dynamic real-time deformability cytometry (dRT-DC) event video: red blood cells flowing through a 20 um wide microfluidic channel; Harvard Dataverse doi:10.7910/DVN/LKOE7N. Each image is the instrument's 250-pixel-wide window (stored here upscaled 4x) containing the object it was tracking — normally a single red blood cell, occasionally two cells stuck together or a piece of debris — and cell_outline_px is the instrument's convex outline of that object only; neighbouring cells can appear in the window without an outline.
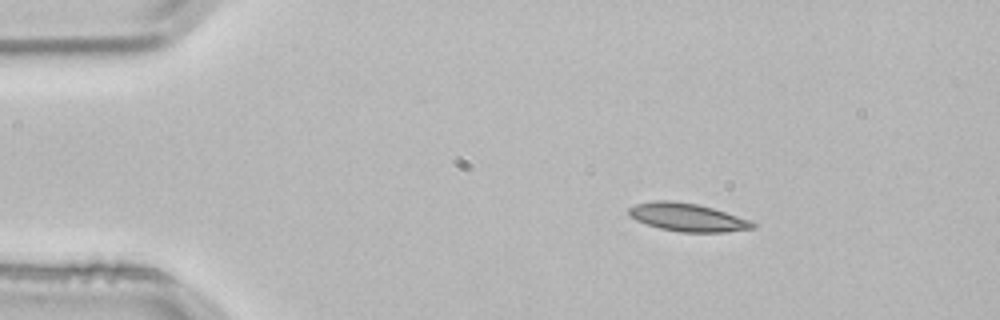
{"species": "common noctule bat (a hibernating species)", "species_latin": "Nyctalus noctula", "temperature_condition": "room temperature", "stored_images_in_passage": 2, "camera_frame_rate_fps": 3000, "um_per_image_px": 0.085, "animal": {"sex": "male", "body_mass_g": 21.5, "forearm_length_mm": 52.0}, "frame": {"image": 1, "passage_image": 1, "time_ms": 0.0, "image_size_px": [1000, 320], "cell_outline_px": [[756, 228], [724, 232], [680, 232], [660, 228], [636, 220], [628, 216], [628, 208], [636, 204], [656, 200], [668, 200], [696, 204], [712, 208], [748, 220], [756, 224]], "centroid_in_image_um": [58.39, 18.47], "position_along_channel_um": 26.6, "area_um2": 20.0}}
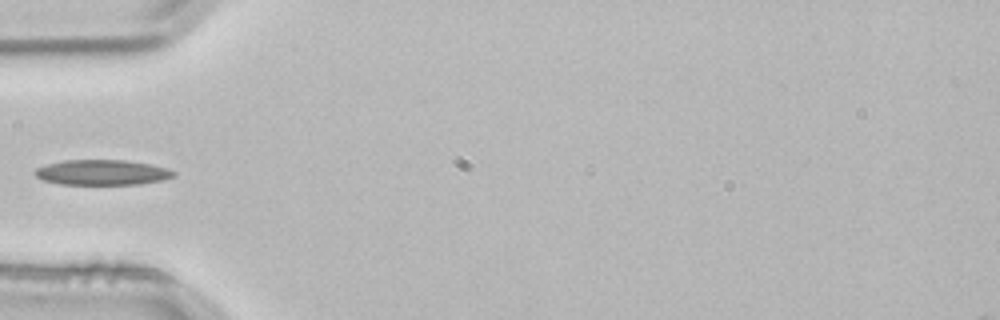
{"frame": {"image": 2, "passage_image": 2, "time_ms": 0.333, "image_size_px": [1000, 320], "cell_outline_px": [[176, 176], [164, 180], [140, 184], [60, 184], [44, 180], [36, 176], [32, 172], [36, 168], [48, 164], [64, 160], [124, 160], [152, 164], [168, 168], [176, 172]], "centroid_in_image_um": [8.73, 14.65], "position_along_channel_um": 76.3, "area_um2": 20.52}}